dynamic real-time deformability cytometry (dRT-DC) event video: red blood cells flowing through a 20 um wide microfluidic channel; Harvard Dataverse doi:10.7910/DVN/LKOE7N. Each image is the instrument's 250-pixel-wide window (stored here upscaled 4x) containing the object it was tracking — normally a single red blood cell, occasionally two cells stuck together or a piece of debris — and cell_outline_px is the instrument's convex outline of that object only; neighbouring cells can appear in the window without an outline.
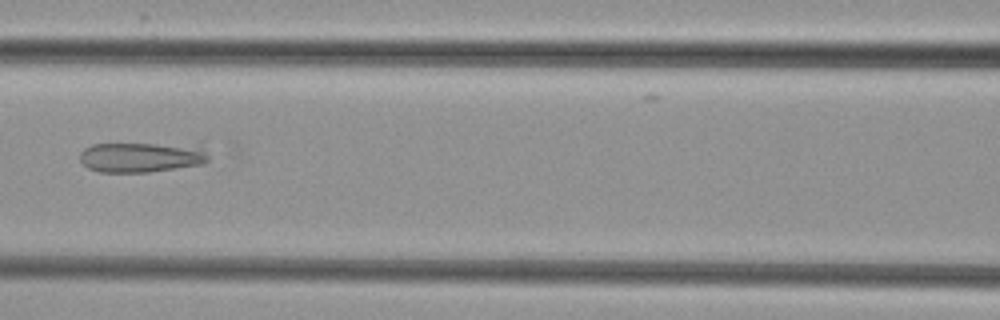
{"species": "common noctule bat (a hibernating species)", "species_latin": "Nyctalus noctula", "temperature_condition": "cold", "stored_images_in_passage": 5, "camera_frame_rate_fps": 3000, "um_per_image_px": 0.085, "animal": {"sex": "female", "body_mass_g": 29.2, "forearm_length_mm": 56.3}, "frame": {"image": 1, "passage_image": 4, "time_ms": 3.667, "image_size_px": [1000, 320], "cell_outline_px": [[208, 160], [204, 164], [148, 172], [100, 172], [88, 168], [80, 160], [80, 152], [84, 148], [92, 144], [200, 140], [208, 156]], "centroid_in_image_um": [12.19, 13.27], "position_along_channel_um": 154.4, "area_um2": 24.39}}